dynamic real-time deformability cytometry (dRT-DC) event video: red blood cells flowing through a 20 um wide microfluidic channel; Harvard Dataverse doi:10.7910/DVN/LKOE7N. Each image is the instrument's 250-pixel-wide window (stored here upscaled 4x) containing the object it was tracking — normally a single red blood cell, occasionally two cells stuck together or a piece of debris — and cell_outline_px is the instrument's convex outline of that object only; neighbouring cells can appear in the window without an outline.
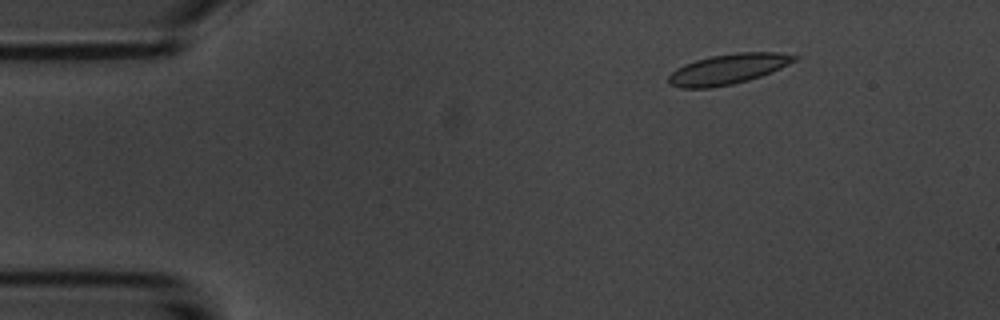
{"species": "common noctule bat (a hibernating species)", "species_latin": "Nyctalus noctula", "temperature_condition": "room temperature", "stored_images_in_passage": 12, "camera_frame_rate_fps": 3000, "um_per_image_px": 0.085, "animal": {"sex": "male", "body_mass_g": 20.1, "forearm_length_mm": 53.5}, "frame": {"image": 1, "passage_image": 3, "time_ms": 2.333, "image_size_px": [1000, 320], "cell_outline_px": [[800, 56], [796, 60], [780, 68], [760, 76], [748, 80], [732, 84], [708, 88], [680, 88], [668, 84], [668, 76], [676, 68], [684, 64], [696, 60], [712, 56], [736, 52], [780, 52]], "centroid_in_image_um": [61.87, 5.87], "position_along_channel_um": 23.1, "area_um2": 22.14}}
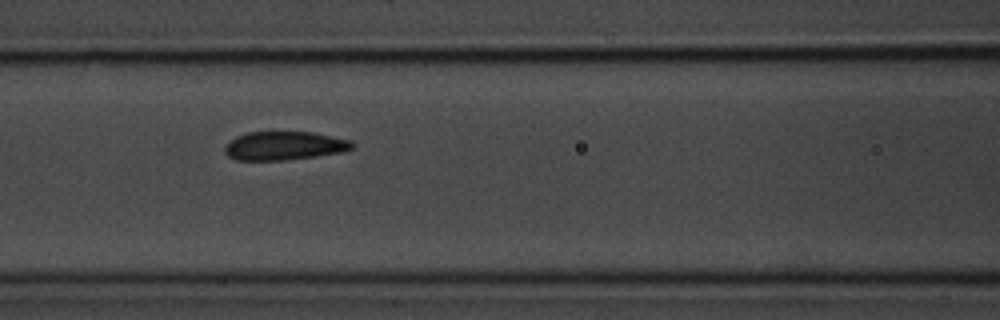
{"frame": {"image": 2, "passage_image": 7, "time_ms": 7.667, "image_size_px": [1000, 320], "cell_outline_px": [[352, 148], [344, 152], [316, 156], [284, 160], [236, 160], [228, 156], [224, 152], [224, 148], [236, 136], [248, 132], [312, 132], [348, 140], [352, 144]], "centroid_in_image_um": [24.13, 12.39], "position_along_channel_um": 142.5, "area_um2": 20.98}}
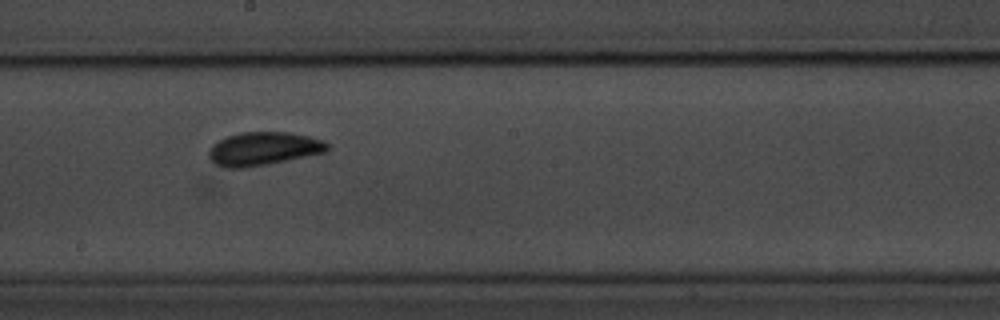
{"frame": {"image": 3, "passage_image": 9, "time_ms": 10.0, "image_size_px": [1000, 320], "cell_outline_px": [[332, 148], [328, 152], [268, 164], [244, 168], [228, 168], [216, 164], [208, 156], [208, 152], [212, 144], [228, 136], [240, 132], [288, 132], [308, 136], [324, 140]], "centroid_in_image_um": [22.44, 12.64], "position_along_channel_um": 225.8, "area_um2": 23.18}}